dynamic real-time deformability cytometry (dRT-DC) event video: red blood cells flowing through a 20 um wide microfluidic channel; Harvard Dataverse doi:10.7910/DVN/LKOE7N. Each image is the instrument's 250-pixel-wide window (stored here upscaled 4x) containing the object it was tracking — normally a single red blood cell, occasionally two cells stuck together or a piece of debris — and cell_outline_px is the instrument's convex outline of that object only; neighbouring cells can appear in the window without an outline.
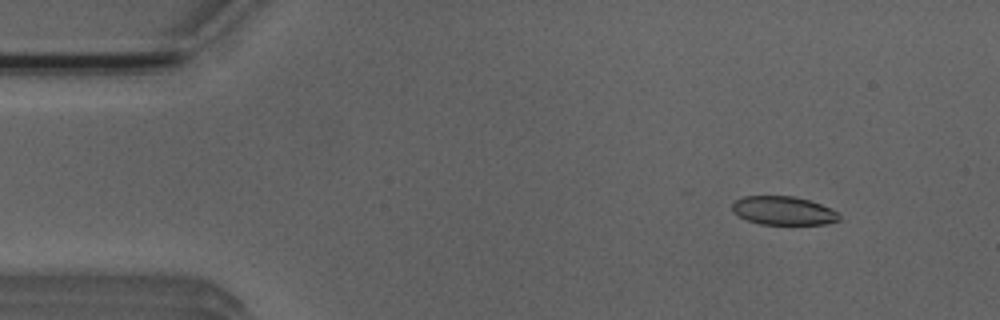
{"species": "Egyptian fruit bat (a non-hibernating species)", "species_latin": "Rousettus aegyptiacus", "temperature_condition": "room temperature", "stored_images_in_passage": 48, "camera_frame_rate_fps": 3000, "um_per_image_px": 0.085, "animal": {"sex": "male"}, "frame": {"image": 1, "passage_image": 2, "time_ms": 0.333, "image_size_px": [1000, 320], "cell_outline_px": [[840, 220], [824, 224], [760, 224], [748, 220], [740, 216], [732, 208], [732, 204], [736, 200], [744, 196], [792, 196], [808, 200], [832, 208], [840, 216]], "centroid_in_image_um": [66.61, 17.9], "position_along_channel_um": 18.4, "area_um2": 17.57}}
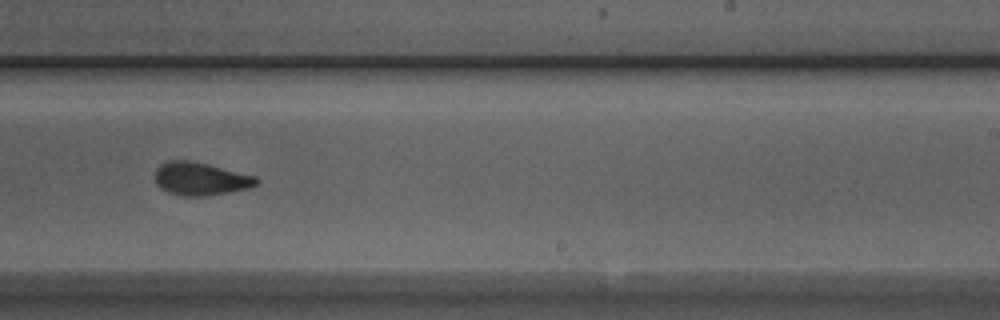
{"frame": {"image": 2, "passage_image": 28, "time_ms": 9.0, "image_size_px": [1000, 320], "cell_outline_px": [[260, 180], [252, 188], [208, 196], [180, 196], [168, 192], [160, 188], [156, 184], [156, 168], [160, 164], [168, 160], [188, 160], [208, 164], [256, 176]], "centroid_in_image_um": [17.06, 15.21], "position_along_channel_um": 271.9, "area_um2": 19.71}}
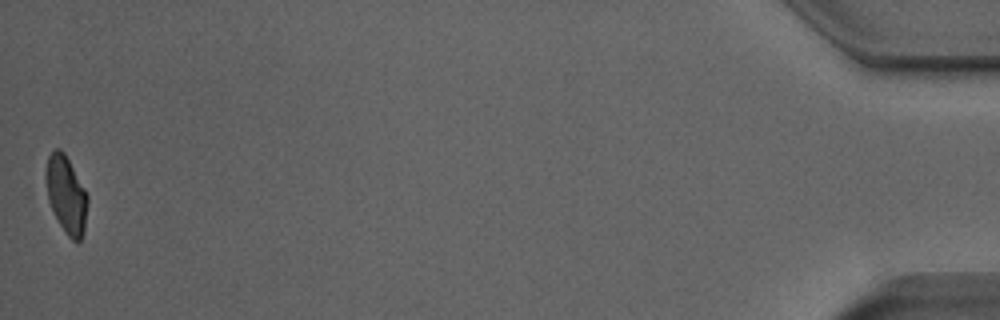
{"frame": {"image": 3, "passage_image": 48, "time_ms": 15.667, "image_size_px": [1000, 320], "cell_outline_px": [[88, 200], [84, 232], [80, 240], [72, 240], [68, 236], [60, 224], [48, 200], [48, 156], [56, 148], [60, 148], [64, 152], [84, 188], [88, 196]], "centroid_in_image_um": [5.68, 16.57], "position_along_channel_um": 429.5, "area_um2": 17.98}, "authors_computed_cell_mechanics": {"area_um2": 19.5653, "velocity_mm_per_s": 3.9147, "shape_relaxation_time_tau1_ms": 3.6407, "shape_relaxation_time_tau2_ms": 1.7484, "deformation_change_tau1": 0.1236, "deformation_change_tau2": 0.0775}}